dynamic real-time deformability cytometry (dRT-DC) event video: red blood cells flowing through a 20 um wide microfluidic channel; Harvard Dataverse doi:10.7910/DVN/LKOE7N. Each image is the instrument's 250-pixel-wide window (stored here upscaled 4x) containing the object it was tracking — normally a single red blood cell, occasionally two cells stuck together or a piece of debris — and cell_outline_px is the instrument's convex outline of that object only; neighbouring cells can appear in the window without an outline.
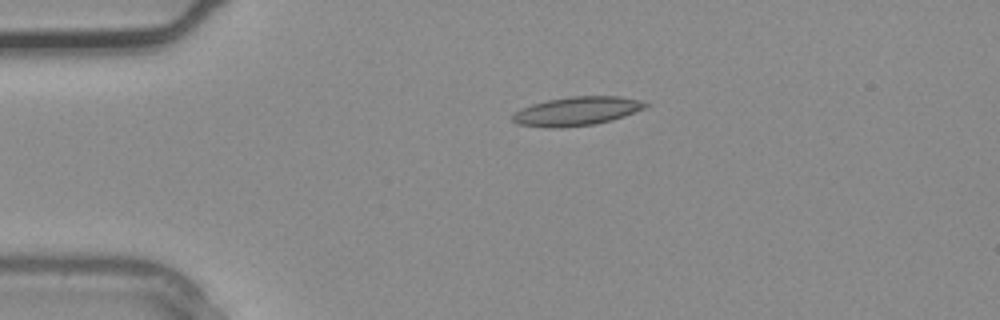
{"species": "common noctule bat (a hibernating species)", "species_latin": "Nyctalus noctula", "temperature_condition": "warm", "stored_images_in_passage": 2, "camera_frame_rate_fps": 3000, "um_per_image_px": 0.085, "animal": {"sex": "male", "body_mass_g": 20.4}, "frame": {"image": 1, "passage_image": 1, "time_ms": 0.0, "image_size_px": [1000, 320], "cell_outline_px": [[652, 104], [644, 108], [624, 116], [612, 120], [596, 124], [560, 128], [548, 128], [516, 124], [512, 120], [512, 116], [516, 112], [532, 104], [548, 100], [572, 96], [620, 96]], "centroid_in_image_um": [49.02, 9.46], "position_along_channel_um": 36.0, "area_um2": 22.2}}
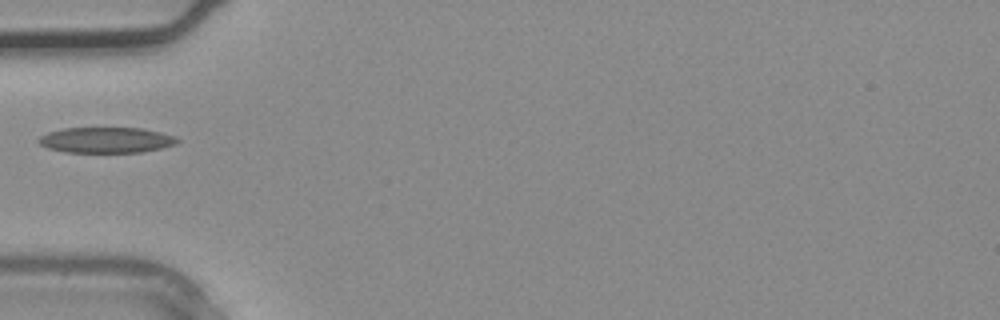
{"frame": {"image": 2, "passage_image": 2, "time_ms": 0.333, "image_size_px": [1000, 320], "cell_outline_px": [[180, 140], [176, 144], [160, 148], [140, 152], [64, 152], [48, 148], [40, 144], [36, 140], [40, 136], [48, 132], [64, 128], [140, 128], [160, 132], [176, 136]], "centroid_in_image_um": [9.01, 11.9], "position_along_channel_um": 76.0, "area_um2": 20.69}}